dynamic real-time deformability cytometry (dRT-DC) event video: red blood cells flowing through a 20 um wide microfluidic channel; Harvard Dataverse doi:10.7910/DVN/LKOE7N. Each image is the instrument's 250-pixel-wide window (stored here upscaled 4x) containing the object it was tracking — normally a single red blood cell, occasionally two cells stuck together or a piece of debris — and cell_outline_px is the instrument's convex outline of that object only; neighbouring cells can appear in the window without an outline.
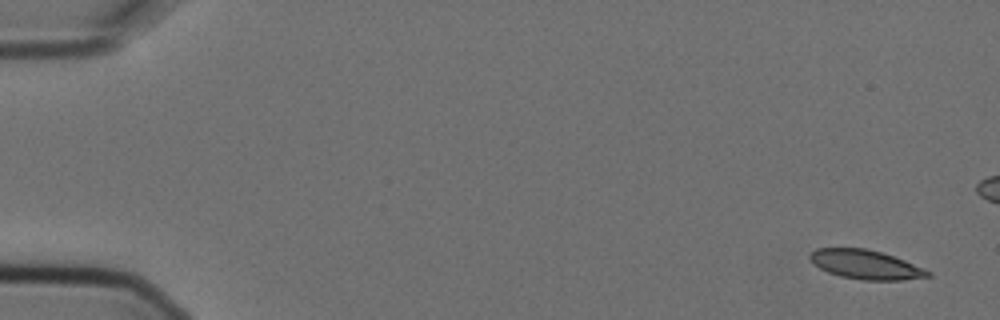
{"species": "Egyptian fruit bat (a non-hibernating species)", "species_latin": "Rousettus aegyptiacus", "temperature_condition": "cold", "stored_images_in_passage": 11, "camera_frame_rate_fps": 3000, "um_per_image_px": 0.085, "animal": {"sex": "female"}, "frame": {"image": 1, "passage_image": 1, "time_ms": 0.0, "image_size_px": [1000, 320], "cell_outline_px": [[932, 276], [900, 280], [864, 280], [840, 276], [828, 272], [812, 264], [808, 256], [816, 248], [864, 248], [880, 252], [904, 260], [932, 272]], "centroid_in_image_um": [73.55, 22.49], "position_along_channel_um": 11.4, "area_um2": 19.88}}
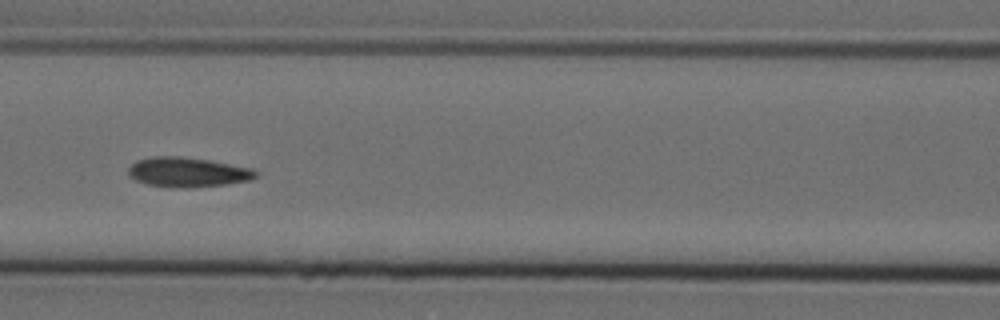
{"frame": {"image": 2, "passage_image": 7, "time_ms": 2.0, "image_size_px": [1000, 320], "cell_outline_px": [[260, 172], [252, 180], [224, 184], [192, 188], [168, 188], [148, 184], [136, 180], [128, 176], [128, 168], [136, 160], [152, 156], [180, 156], [208, 160], [252, 168]], "centroid_in_image_um": [15.94, 14.64], "position_along_channel_um": 150.7, "area_um2": 22.31}}
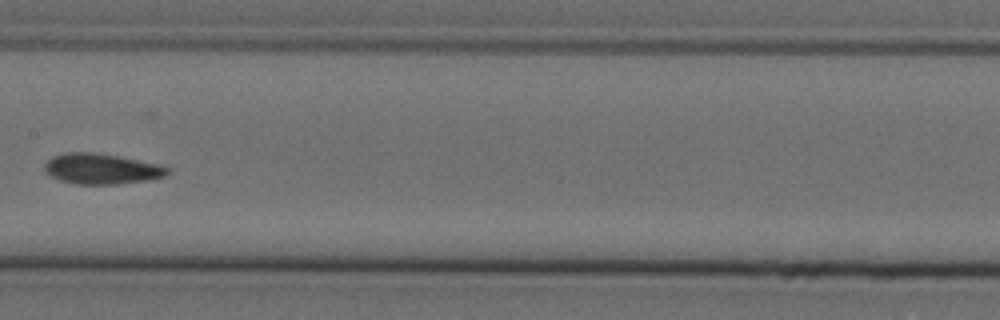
{"frame": {"image": 3, "passage_image": 8, "time_ms": 2.333, "image_size_px": [1000, 320], "cell_outline_px": [[172, 172], [164, 176], [148, 180], [116, 184], [76, 184], [60, 180], [44, 172], [44, 164], [52, 156], [64, 152], [96, 152], [120, 156], [160, 164], [168, 168]], "centroid_in_image_um": [8.63, 14.34], "position_along_channel_um": 198.8, "area_um2": 22.08}}